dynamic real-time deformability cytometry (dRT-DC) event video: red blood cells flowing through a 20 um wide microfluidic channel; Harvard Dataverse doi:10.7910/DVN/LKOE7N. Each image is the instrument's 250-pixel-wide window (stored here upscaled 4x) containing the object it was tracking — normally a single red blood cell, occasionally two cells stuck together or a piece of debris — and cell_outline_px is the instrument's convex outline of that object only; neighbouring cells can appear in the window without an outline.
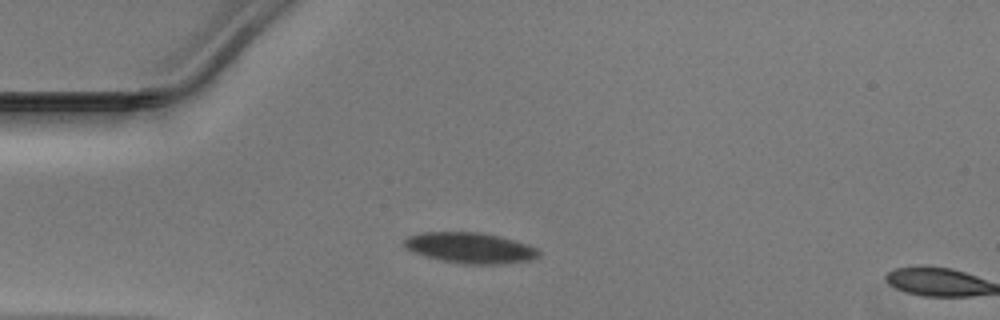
{"species": "Egyptian fruit bat (a non-hibernating species)", "species_latin": "Rousettus aegyptiacus", "temperature_condition": "warm", "stored_images_in_passage": 2, "camera_frame_rate_fps": 3000, "um_per_image_px": 0.085, "animal": {"sex": "male"}, "frame": {"image": 1, "passage_image": 1, "time_ms": 0.0, "image_size_px": [1000, 320], "cell_outline_px": [[540, 256], [532, 260], [496, 264], [464, 264], [444, 260], [428, 256], [416, 252], [408, 248], [404, 244], [404, 240], [408, 236], [424, 232], [480, 232], [500, 236], [528, 244], [536, 248], [540, 252]], "centroid_in_image_um": [40.03, 21.06], "position_along_channel_um": 45.0, "area_um2": 23.76}}